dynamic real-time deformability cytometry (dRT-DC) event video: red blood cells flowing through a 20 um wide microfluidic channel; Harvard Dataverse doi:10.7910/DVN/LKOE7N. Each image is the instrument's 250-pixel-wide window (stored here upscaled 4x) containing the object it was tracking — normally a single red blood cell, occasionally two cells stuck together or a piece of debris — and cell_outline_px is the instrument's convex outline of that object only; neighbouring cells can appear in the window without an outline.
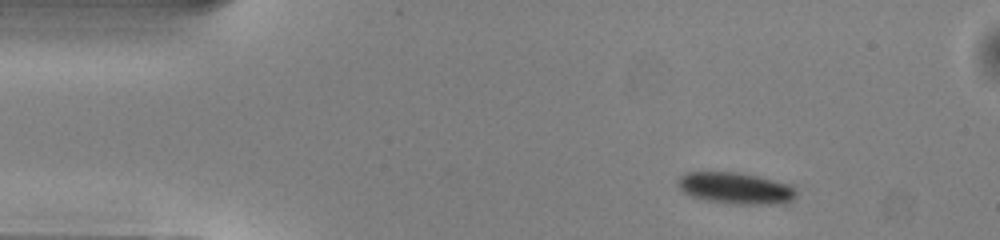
{"species": "common noctule bat (a hibernating species)", "species_latin": "Nyctalus noctula", "temperature_condition": "warm", "stored_images_in_passage": 36, "camera_frame_rate_fps": 3000, "um_per_image_px": 0.085, "animal": {"sex": "male", "body_mass_g": 13.0, "forearm_length_mm": 53.1}, "frame": {"image": 1, "passage_image": 6, "time_ms": 1.667, "image_size_px": [1000, 240], "cell_outline_px": [[796, 196], [792, 200], [776, 204], [740, 204], [704, 200], [688, 196], [676, 184], [676, 180], [684, 172], [740, 172], [788, 184], [796, 192]], "centroid_in_image_um": [62.44, 15.99], "position_along_channel_um": 22.6, "area_um2": 21.68}}
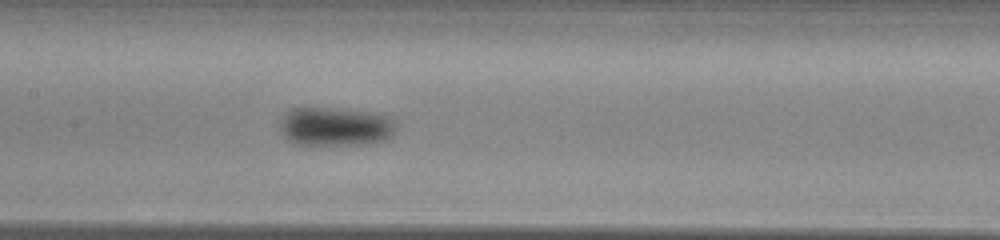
{"frame": {"image": 2, "passage_image": 23, "time_ms": 7.333, "image_size_px": [1000, 240], "cell_outline_px": [[396, 128], [392, 136], [384, 140], [364, 144], [292, 144], [280, 132], [280, 120], [284, 112], [288, 108], [328, 108], [368, 112], [384, 116], [392, 120]], "centroid_in_image_um": [28.42, 10.76], "position_along_channel_um": 179.0, "area_um2": 26.07}}
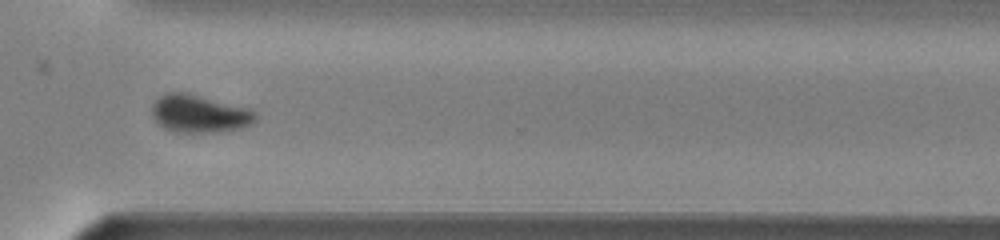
{"frame": {"image": 3, "passage_image": 36, "time_ms": 11.667, "image_size_px": [1000, 240], "cell_outline_px": [[256, 120], [252, 124], [240, 128], [220, 132], [172, 132], [156, 124], [152, 116], [152, 104], [164, 92], [188, 92], [252, 108], [256, 112]], "centroid_in_image_um": [16.95, 9.65], "position_along_channel_um": 353.7, "area_um2": 23.41}}